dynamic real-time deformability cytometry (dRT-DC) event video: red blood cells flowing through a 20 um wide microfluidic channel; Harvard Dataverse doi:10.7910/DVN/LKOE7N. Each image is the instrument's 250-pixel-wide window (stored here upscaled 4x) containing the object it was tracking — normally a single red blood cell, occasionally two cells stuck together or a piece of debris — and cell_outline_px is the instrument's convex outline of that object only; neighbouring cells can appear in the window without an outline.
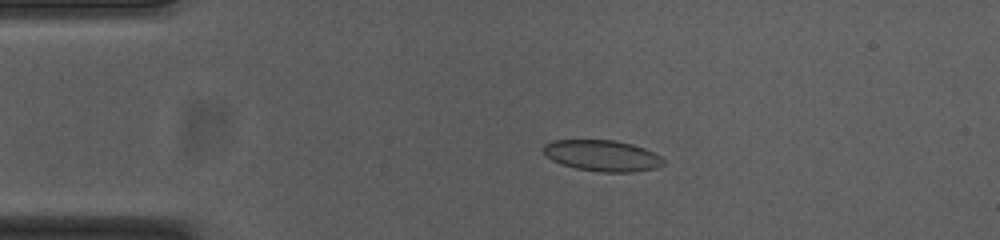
{"species": "common noctule bat (a hibernating species)", "species_latin": "Nyctalus noctula", "temperature_condition": "cold", "stored_images_in_passage": 54, "camera_frame_rate_fps": 3000, "um_per_image_px": 0.085, "animal": {"sex": "female", "body_mass_g": 23.0, "forearm_length_mm": 53.4}, "frame": {"image": 1, "passage_image": 10, "time_ms": 3.0, "image_size_px": [1000, 240], "cell_outline_px": [[664, 164], [656, 168], [632, 172], [600, 172], [576, 168], [560, 164], [552, 160], [544, 152], [544, 144], [552, 140], [616, 140], [632, 144], [644, 148], [660, 156], [664, 160]], "centroid_in_image_um": [51.2, 13.23], "position_along_channel_um": 33.8, "area_um2": 21.73}}
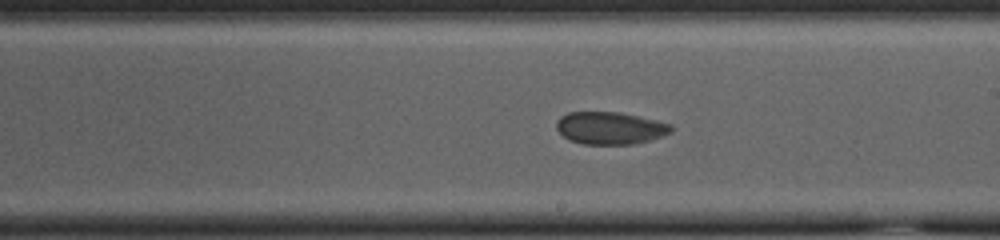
{"frame": {"image": 2, "passage_image": 30, "time_ms": 9.667, "image_size_px": [1000, 240], "cell_outline_px": [[672, 132], [648, 140], [632, 144], [584, 144], [568, 140], [556, 128], [556, 120], [560, 116], [568, 112], [620, 112], [656, 120], [672, 124]], "centroid_in_image_um": [51.83, 10.87], "position_along_channel_um": 237.2, "area_um2": 21.62}}
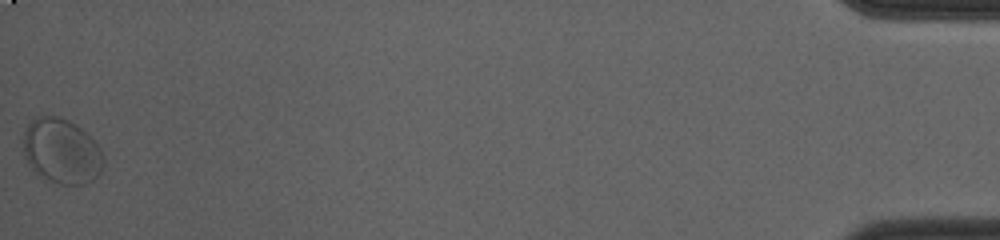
{"frame": {"image": 3, "passage_image": 54, "time_ms": 17.667, "image_size_px": [1000, 240], "cell_outline_px": [[104, 160], [100, 172], [92, 180], [84, 184], [60, 184], [48, 180], [40, 176], [32, 168], [24, 152], [24, 132], [28, 124], [32, 120], [40, 116], [56, 116], [68, 120], [76, 124], [100, 148]], "centroid_in_image_um": [5.23, 12.85], "position_along_channel_um": 430.0, "area_um2": 29.88}, "authors_computed_cell_mechanics": {"area_um2": 22.0218, "velocity_mm_per_s": 3.661, "shape_relaxation_time_tau1_ms": null, "shape_relaxation_time_tau2_ms": 1.3782, "deformation_change_tau1": null, "deformation_change_tau2": 0.0484}}